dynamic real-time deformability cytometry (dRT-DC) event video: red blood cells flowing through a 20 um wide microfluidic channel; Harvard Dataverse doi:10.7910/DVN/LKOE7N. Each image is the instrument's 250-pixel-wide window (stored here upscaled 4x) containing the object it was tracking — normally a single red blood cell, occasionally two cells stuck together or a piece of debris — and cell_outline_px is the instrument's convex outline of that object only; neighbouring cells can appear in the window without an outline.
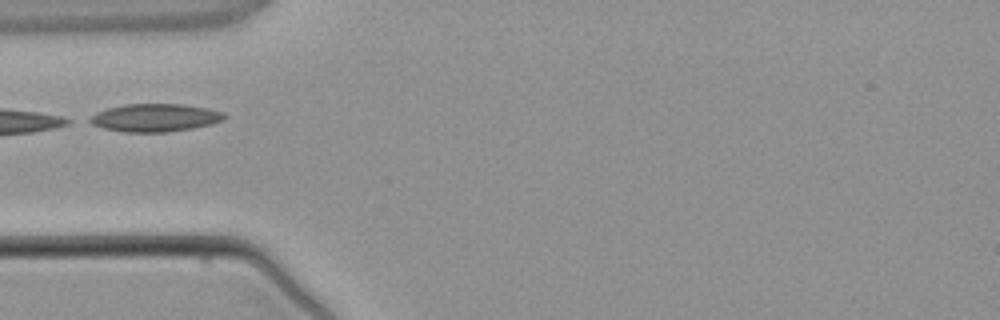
{"species": "common noctule bat (a hibernating species)", "species_latin": "Nyctalus noctula", "temperature_condition": "warm", "stored_images_in_passage": 5, "camera_frame_rate_fps": 3000, "um_per_image_px": 0.085, "animal": {"sex": "male", "body_mass_g": 21.5, "forearm_length_mm": 52.0}, "frame": {"image": 1, "passage_image": 4, "time_ms": 3.667, "image_size_px": [1000, 320], "cell_outline_px": [[228, 116], [224, 120], [212, 124], [192, 128], [168, 132], [124, 132], [104, 128], [92, 124], [84, 120], [96, 112], [108, 108], [124, 104], [180, 104], [208, 108], [224, 112]], "centroid_in_image_um": [13.18, 10.0], "position_along_channel_um": 71.8, "area_um2": 22.08}}
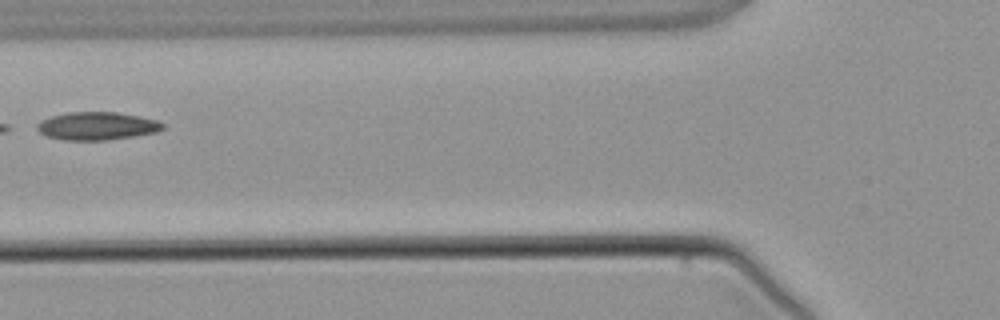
{"frame": {"image": 2, "passage_image": 5, "time_ms": 4.667, "image_size_px": [1000, 320], "cell_outline_px": [[164, 128], [156, 132], [108, 140], [64, 140], [48, 136], [40, 132], [36, 128], [36, 124], [52, 116], [68, 112], [116, 112], [140, 116], [156, 120], [164, 124]], "centroid_in_image_um": [8.25, 10.7], "position_along_channel_um": 117.5, "area_um2": 20.29}}